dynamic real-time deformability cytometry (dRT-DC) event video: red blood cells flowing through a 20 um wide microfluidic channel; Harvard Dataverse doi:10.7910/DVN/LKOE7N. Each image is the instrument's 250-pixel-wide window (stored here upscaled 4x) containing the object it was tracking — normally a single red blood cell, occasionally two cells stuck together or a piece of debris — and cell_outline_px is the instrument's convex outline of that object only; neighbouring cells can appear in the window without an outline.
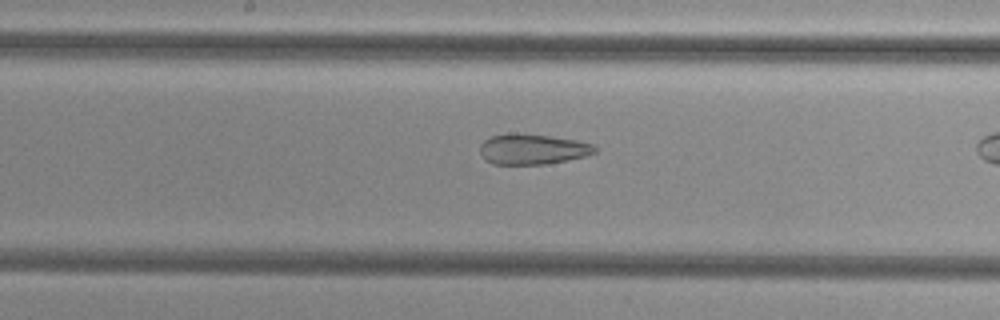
{"species": "common noctule bat (a hibernating species)", "species_latin": "Nyctalus noctula", "temperature_condition": "cold", "stored_images_in_passage": 30, "camera_frame_rate_fps": 3000, "um_per_image_px": 0.085, "animal": {"sex": "female", "body_mass_g": 29.2, "forearm_length_mm": 56.3}, "frame": {"image": 1, "passage_image": 26, "time_ms": 8.333, "image_size_px": [1000, 320], "cell_outline_px": [[596, 152], [584, 156], [568, 160], [548, 164], [492, 164], [484, 160], [480, 152], [480, 144], [488, 136], [508, 132], [516, 132], [548, 136], [576, 140], [592, 144], [596, 148]], "centroid_in_image_um": [45.2, 12.67], "position_along_channel_um": 203.0, "area_um2": 20.63}}